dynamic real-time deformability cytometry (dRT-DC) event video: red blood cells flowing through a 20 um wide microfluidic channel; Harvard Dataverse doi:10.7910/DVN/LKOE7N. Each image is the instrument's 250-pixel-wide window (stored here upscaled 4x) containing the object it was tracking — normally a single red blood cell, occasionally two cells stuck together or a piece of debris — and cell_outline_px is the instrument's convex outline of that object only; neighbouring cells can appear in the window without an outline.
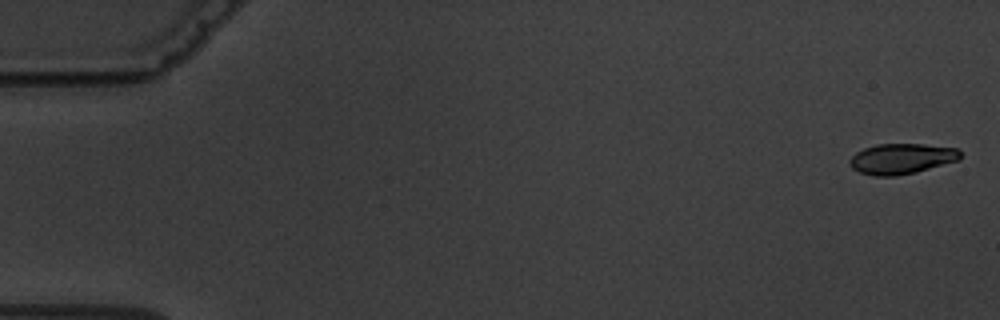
{"species": "common noctule bat (a hibernating species)", "species_latin": "Nyctalus noctula", "temperature_condition": "warm", "stored_images_in_passage": 6, "camera_frame_rate_fps": 3000, "um_per_image_px": 0.085, "animal": {"sex": "male", "body_mass_g": 19.5, "forearm_length_mm": 54.6}, "frame": {"image": 1, "passage_image": 1, "time_ms": 0.0, "image_size_px": [1000, 320], "cell_outline_px": [[960, 160], [916, 172], [896, 176], [876, 176], [860, 172], [852, 168], [848, 164], [848, 160], [856, 152], [864, 148], [876, 144], [924, 144], [956, 148], [960, 152]], "centroid_in_image_um": [76.61, 13.49], "position_along_channel_um": 8.4, "area_um2": 19.71}}